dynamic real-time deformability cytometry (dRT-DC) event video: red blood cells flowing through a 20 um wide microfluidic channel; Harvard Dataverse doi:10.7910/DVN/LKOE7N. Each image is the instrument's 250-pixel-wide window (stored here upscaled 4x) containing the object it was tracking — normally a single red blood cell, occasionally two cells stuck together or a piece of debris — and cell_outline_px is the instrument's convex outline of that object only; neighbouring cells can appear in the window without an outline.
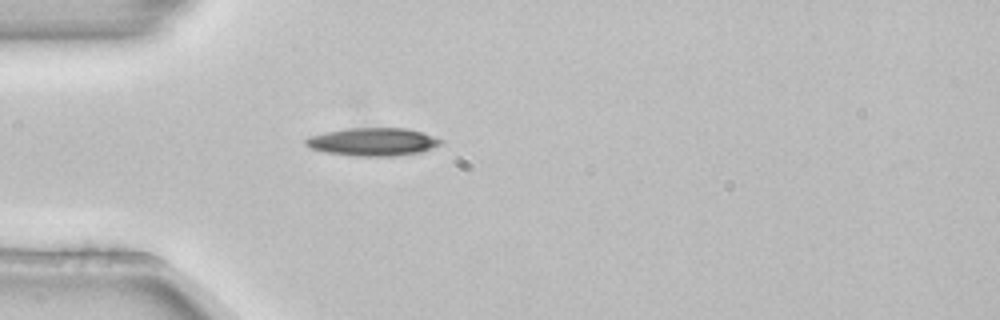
{"species": "common noctule bat (a hibernating species)", "species_latin": "Nyctalus noctula", "temperature_condition": "room temperature", "stored_images_in_passage": 1, "camera_frame_rate_fps": 3000, "um_per_image_px": 0.085, "animal": {"sex": "female", "body_mass_g": 22.7, "forearm_length_mm": 54.2}, "frame": {"image": 1, "passage_image": 1, "time_ms": 0.0, "image_size_px": [1000, 320], "cell_outline_px": [[444, 140], [440, 144], [420, 152], [396, 156], [356, 156], [324, 152], [308, 148], [304, 144], [304, 140], [308, 136], [324, 132], [348, 128], [408, 128]], "centroid_in_image_um": [31.62, 12.05], "position_along_channel_um": 53.4, "area_um2": 22.08}}